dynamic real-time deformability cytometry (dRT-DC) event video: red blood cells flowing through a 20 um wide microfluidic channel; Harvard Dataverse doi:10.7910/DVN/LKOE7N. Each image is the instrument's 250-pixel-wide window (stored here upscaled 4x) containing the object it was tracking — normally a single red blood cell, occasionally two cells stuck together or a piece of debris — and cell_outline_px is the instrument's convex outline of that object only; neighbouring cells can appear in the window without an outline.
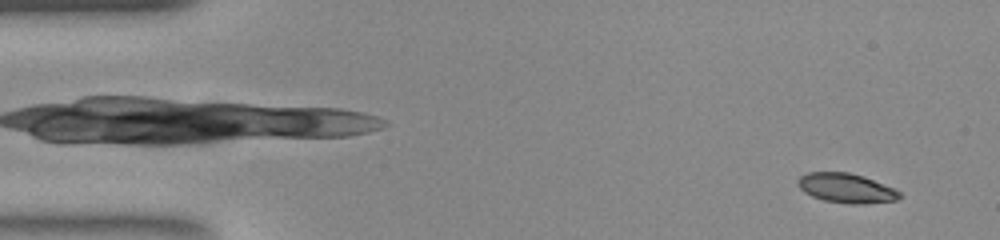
{"species": "common noctule bat (a hibernating species)", "species_latin": "Nyctalus noctula", "temperature_condition": "room temperature", "stored_images_in_passage": 52, "camera_frame_rate_fps": 3000, "um_per_image_px": 0.085, "animal": {"sex": "female", "body_mass_g": 23.0, "forearm_length_mm": 53.4}, "frame": {"image": 1, "passage_image": 3, "time_ms": 0.667, "image_size_px": [1000, 240], "cell_outline_px": [[904, 196], [896, 200], [864, 204], [848, 204], [824, 200], [812, 196], [804, 192], [796, 184], [796, 180], [800, 176], [808, 172], [848, 172], [864, 176], [892, 188], [900, 192]], "centroid_in_image_um": [71.91, 15.99], "position_along_channel_um": 13.1, "area_um2": 17.57}}
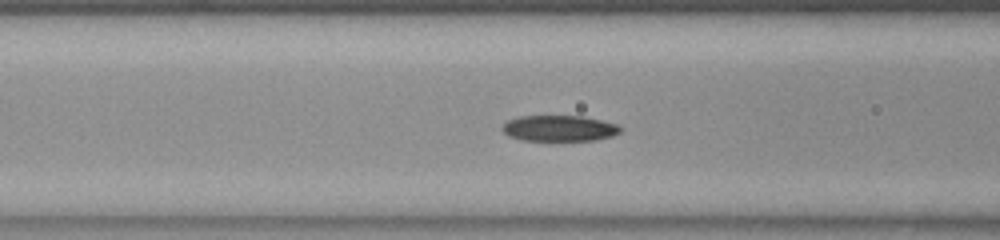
{"frame": {"image": 2, "passage_image": 20, "time_ms": 6.333, "image_size_px": [1000, 240], "cell_outline_px": [[624, 128], [620, 132], [612, 136], [596, 140], [520, 140], [508, 136], [500, 128], [508, 120], [520, 116], [584, 116], [616, 124]], "centroid_in_image_um": [47.54, 10.9], "position_along_channel_um": 119.1, "area_um2": 17.86}}
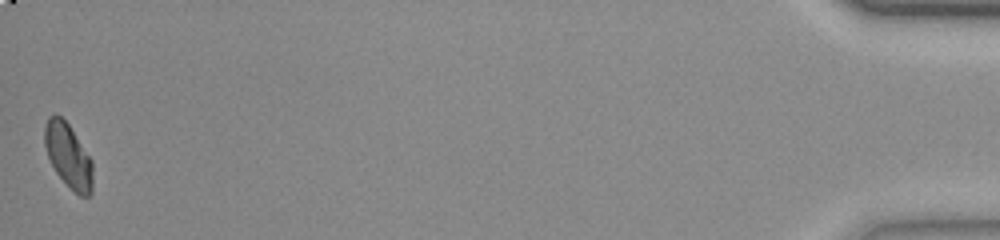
{"frame": {"image": 3, "passage_image": 52, "time_ms": 17.0, "image_size_px": [1000, 240], "cell_outline_px": [[92, 192], [88, 196], [80, 196], [56, 172], [48, 156], [44, 144], [44, 128], [48, 116], [56, 112], [68, 124], [92, 160]], "centroid_in_image_um": [5.79, 13.19], "position_along_channel_um": 429.4, "area_um2": 17.69}, "authors_computed_cell_mechanics": {"area_um2": 18.207, "velocity_mm_per_s": 3.8519, "shape_relaxation_time_tau1_ms": 2.663, "shape_relaxation_time_tau2_ms": 5.2461, "deformation_change_tau1": 0.1216, "deformation_change_tau2": 0.1072}}